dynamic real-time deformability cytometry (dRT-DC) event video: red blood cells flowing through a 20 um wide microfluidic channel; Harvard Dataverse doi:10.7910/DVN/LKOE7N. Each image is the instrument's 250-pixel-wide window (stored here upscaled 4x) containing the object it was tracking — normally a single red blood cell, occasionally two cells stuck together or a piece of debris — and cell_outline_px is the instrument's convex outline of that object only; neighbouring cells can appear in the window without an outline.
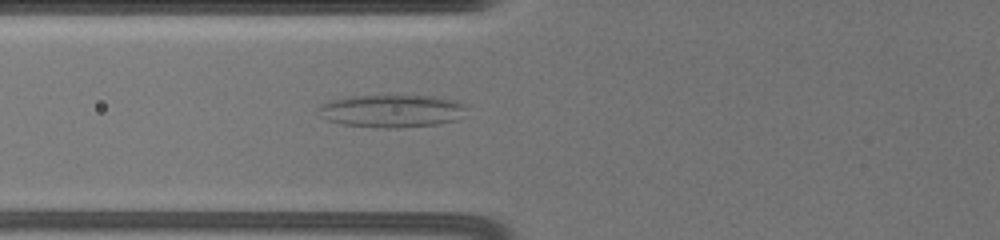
{"species": "common noctule bat (a hibernating species)", "species_latin": "Nyctalus noctula", "temperature_condition": "warm", "stored_images_in_passage": 27, "segment_of_instrument_passage": [1, 2], "camera_frame_rate_fps": 3000, "um_per_image_px": 0.085, "animal": {"sex": "female", "body_mass_g": 19.5, "forearm_length_mm": 54.1}, "frame": {"image": 1, "passage_image": 4, "time_ms": 1.667, "image_size_px": [1000, 240], "cell_outline_px": [[464, 108], [456, 120], [440, 124], [400, 128], [384, 128], [340, 124], [328, 120], [320, 116], [320, 108], [328, 100], [352, 96], [428, 96], [456, 100], [464, 104]], "centroid_in_image_um": [33.27, 9.44], "position_along_channel_um": 92.5, "area_um2": 27.92}}
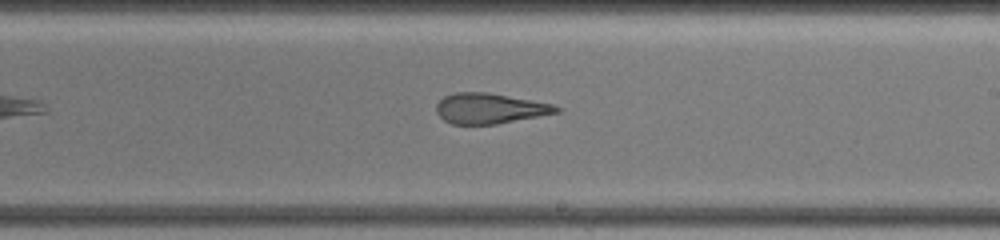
{"frame": {"image": 2, "passage_image": 12, "time_ms": 6.0, "image_size_px": [1000, 240], "cell_outline_px": [[560, 112], [496, 124], [452, 124], [444, 120], [436, 112], [436, 104], [444, 96], [456, 92], [488, 92], [552, 104], [560, 108]], "centroid_in_image_um": [41.6, 9.21], "position_along_channel_um": 247.4, "area_um2": 21.1}}
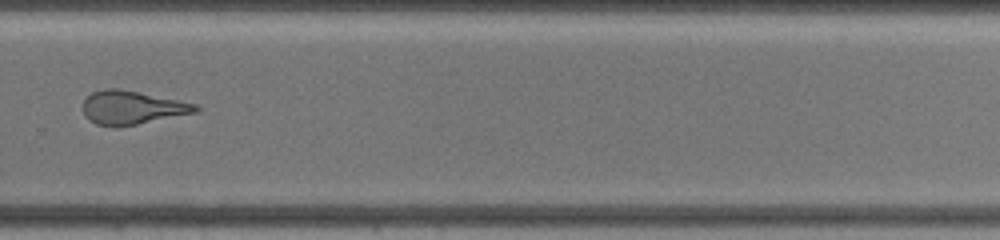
{"frame": {"image": 3, "passage_image": 16, "time_ms": 8.0, "image_size_px": [1000, 240], "cell_outline_px": [[200, 108], [196, 112], [136, 124], [96, 124], [88, 120], [84, 116], [84, 100], [92, 92], [104, 88], [120, 88], [196, 104]], "centroid_in_image_um": [11.2, 9.11], "position_along_channel_um": 318.6, "area_um2": 21.33}}